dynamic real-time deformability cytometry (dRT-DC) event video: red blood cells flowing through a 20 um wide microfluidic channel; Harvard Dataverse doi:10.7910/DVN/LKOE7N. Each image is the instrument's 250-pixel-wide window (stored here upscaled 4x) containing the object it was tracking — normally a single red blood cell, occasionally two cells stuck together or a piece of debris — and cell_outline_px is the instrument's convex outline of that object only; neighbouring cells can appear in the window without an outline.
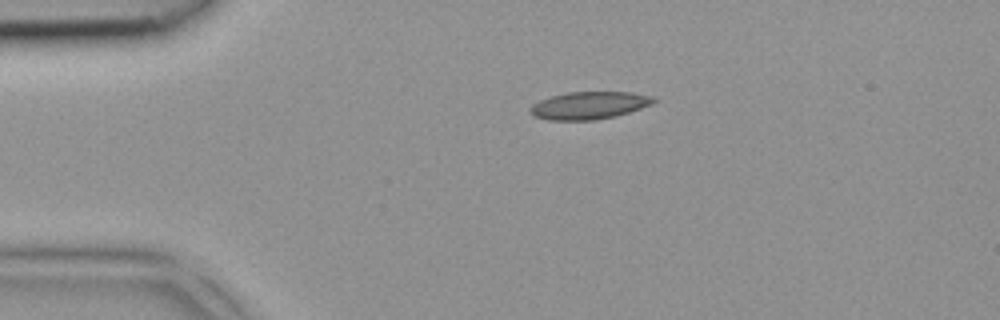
{"species": "common noctule bat (a hibernating species)", "species_latin": "Nyctalus noctula", "temperature_condition": "room temperature", "stored_images_in_passage": 2, "camera_frame_rate_fps": 3000, "um_per_image_px": 0.085, "animal": {"sex": "female", "body_mass_g": 18.4}, "frame": {"image": 1, "passage_image": 1, "time_ms": 0.0, "image_size_px": [1000, 320], "cell_outline_px": [[656, 100], [652, 104], [616, 116], [592, 120], [548, 120], [536, 116], [528, 112], [528, 108], [532, 104], [540, 100], [552, 96], [568, 92], [632, 92], [652, 96]], "centroid_in_image_um": [50.05, 8.96], "position_along_channel_um": 35.0, "area_um2": 19.71}}